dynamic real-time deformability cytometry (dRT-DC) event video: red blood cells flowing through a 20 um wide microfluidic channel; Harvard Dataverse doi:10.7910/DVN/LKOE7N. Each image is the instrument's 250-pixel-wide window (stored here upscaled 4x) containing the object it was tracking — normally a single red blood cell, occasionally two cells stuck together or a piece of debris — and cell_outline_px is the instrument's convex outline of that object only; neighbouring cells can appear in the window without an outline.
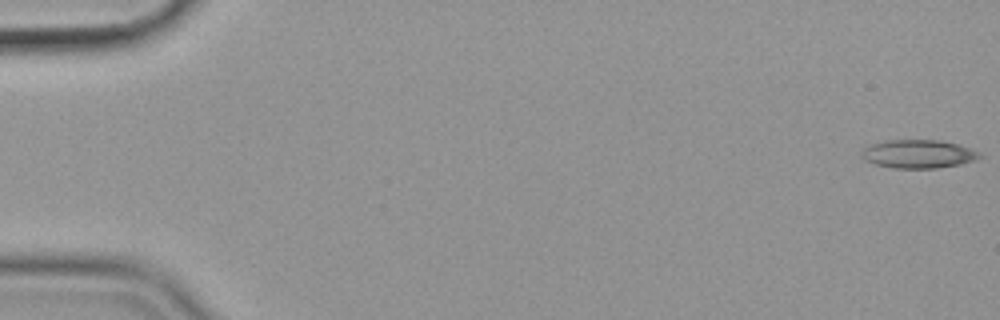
{"species": "common noctule bat (a hibernating species)", "species_latin": "Nyctalus noctula", "temperature_condition": "cold", "stored_images_in_passage": 57, "camera_frame_rate_fps": 3000, "um_per_image_px": 0.085, "animal": {"sex": "female", "body_mass_g": 19.9}, "frame": {"image": 1, "passage_image": 1, "time_ms": 0.0, "image_size_px": [1000, 320], "cell_outline_px": [[984, 156], [976, 160], [960, 164], [936, 168], [892, 168], [876, 164], [864, 160], [860, 156], [860, 152], [864, 148], [872, 144], [884, 140], [936, 140], [956, 144], [980, 152]], "centroid_in_image_um": [78.04, 13.09], "position_along_channel_um": 7.0, "area_um2": 19.54}}
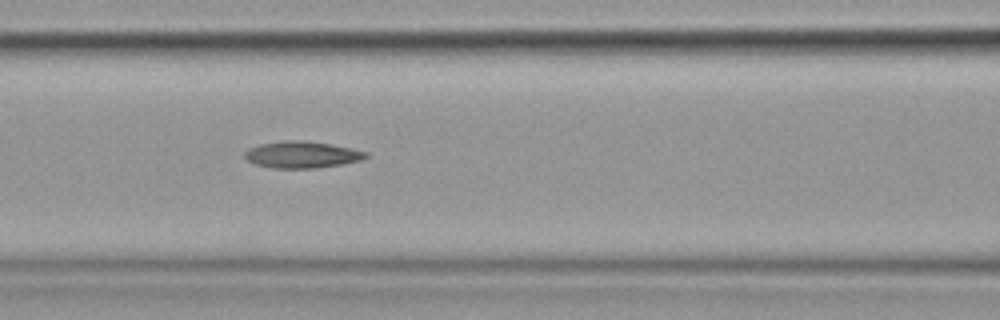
{"frame": {"image": 2, "passage_image": 25, "time_ms": 8.0, "image_size_px": [1000, 320], "cell_outline_px": [[368, 156], [360, 160], [340, 164], [316, 168], [272, 168], [256, 164], [248, 160], [244, 156], [244, 152], [248, 148], [260, 144], [284, 140], [304, 140], [328, 144], [368, 152]], "centroid_in_image_um": [25.61, 13.14], "position_along_channel_um": 141.0, "area_um2": 18.61}}
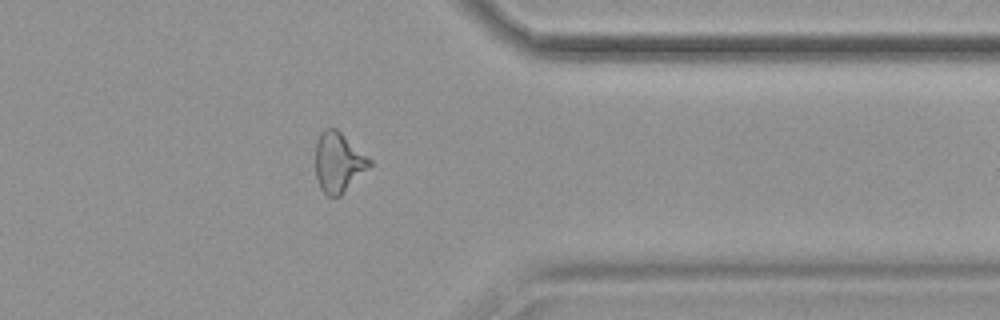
{"frame": {"image": 3, "passage_image": 46, "time_ms": 15.0, "image_size_px": [1000, 320], "cell_outline_px": [[372, 164], [340, 196], [328, 196], [320, 188], [316, 176], [316, 140], [320, 132], [324, 128], [336, 128], [372, 160]], "centroid_in_image_um": [28.75, 13.78], "position_along_channel_um": 382.6, "area_um2": 18.73}, "authors_computed_cell_mechanics": {"area_um2": 19.652, "velocity_mm_per_s": 3.5748, "shape_relaxation_time_tau1_ms": null, "shape_relaxation_time_tau2_ms": 8.4294, "deformation_change_tau1": null, "deformation_change_tau2": 0.2193}}